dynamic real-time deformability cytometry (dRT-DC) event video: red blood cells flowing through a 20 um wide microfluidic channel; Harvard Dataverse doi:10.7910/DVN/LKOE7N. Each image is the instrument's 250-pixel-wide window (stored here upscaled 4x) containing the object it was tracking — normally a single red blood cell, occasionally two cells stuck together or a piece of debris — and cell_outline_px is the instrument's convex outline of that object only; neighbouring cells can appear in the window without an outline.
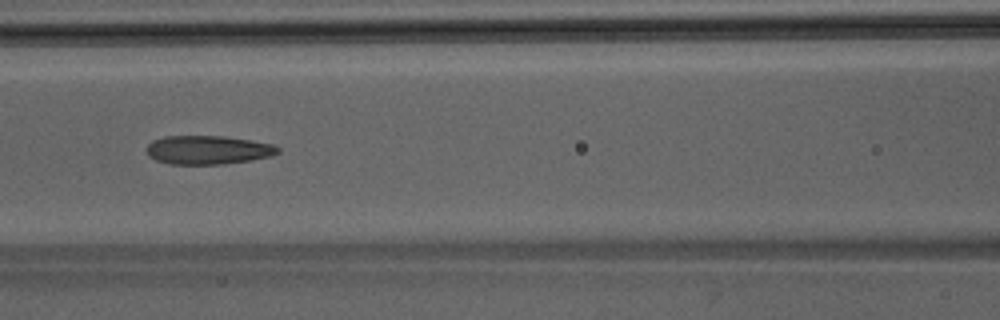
{"species": "Egyptian fruit bat (a non-hibernating species)", "species_latin": "Rousettus aegyptiacus", "temperature_condition": "room temperature", "stored_images_in_passage": 47, "camera_frame_rate_fps": 3000, "um_per_image_px": 0.085, "animal": {"sex": "male"}, "frame": {"image": 1, "passage_image": 21, "time_ms": 6.667, "image_size_px": [1000, 320], "cell_outline_px": [[280, 152], [272, 156], [224, 164], [168, 164], [156, 160], [148, 156], [148, 144], [152, 140], [164, 136], [224, 136], [252, 140], [272, 144], [280, 148]], "centroid_in_image_um": [17.68, 12.74], "position_along_channel_um": 148.9, "area_um2": 22.02}}
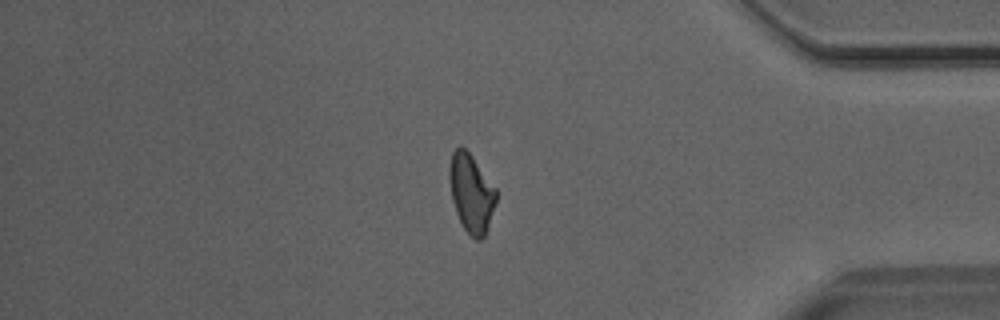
{"frame": {"image": 2, "passage_image": 40, "time_ms": 13.0, "image_size_px": [1000, 320], "cell_outline_px": [[496, 200], [484, 236], [480, 240], [476, 240], [464, 228], [456, 212], [452, 200], [448, 176], [448, 168], [452, 152], [460, 144], [472, 156], [496, 188]], "centroid_in_image_um": [40.03, 16.37], "position_along_channel_um": 395.2, "area_um2": 21.1}}
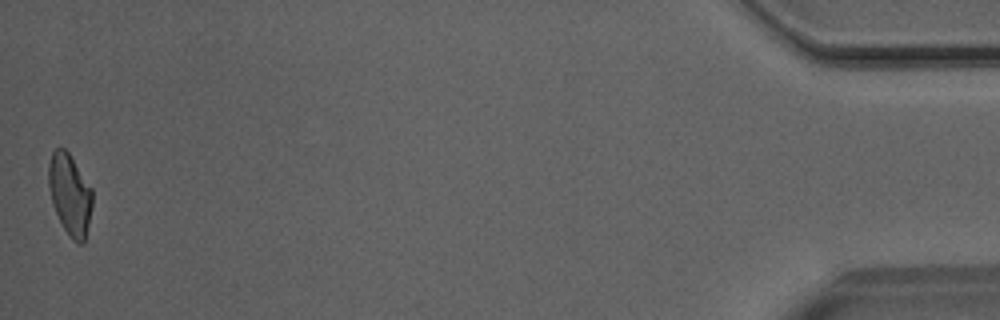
{"frame": {"image": 3, "passage_image": 47, "time_ms": 15.333, "image_size_px": [1000, 320], "cell_outline_px": [[92, 208], [84, 240], [80, 244], [72, 240], [64, 228], [52, 204], [48, 184], [48, 164], [52, 152], [56, 148], [64, 148], [68, 152], [92, 188]], "centroid_in_image_um": [5.93, 16.5], "position_along_channel_um": 429.3, "area_um2": 20.52}}